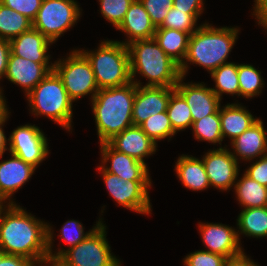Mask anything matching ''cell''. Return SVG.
I'll list each match as a JSON object with an SVG mask.
<instances>
[{"mask_svg": "<svg viewBox=\"0 0 267 266\" xmlns=\"http://www.w3.org/2000/svg\"><path fill=\"white\" fill-rule=\"evenodd\" d=\"M54 71L62 79L64 88L73 102L91 93L93 99L99 91L90 62L77 49L66 59L56 61Z\"/></svg>", "mask_w": 267, "mask_h": 266, "instance_id": "cell-8", "label": "cell"}, {"mask_svg": "<svg viewBox=\"0 0 267 266\" xmlns=\"http://www.w3.org/2000/svg\"><path fill=\"white\" fill-rule=\"evenodd\" d=\"M199 16L200 14H188L187 10L172 7L169 9L163 24L158 28L176 29L191 35L200 27L195 28Z\"/></svg>", "mask_w": 267, "mask_h": 266, "instance_id": "cell-34", "label": "cell"}, {"mask_svg": "<svg viewBox=\"0 0 267 266\" xmlns=\"http://www.w3.org/2000/svg\"><path fill=\"white\" fill-rule=\"evenodd\" d=\"M267 131L264 129L263 122L258 119L246 131L236 137L231 143L232 155L238 161H251L255 157H262L267 155ZM236 154V155H235Z\"/></svg>", "mask_w": 267, "mask_h": 266, "instance_id": "cell-21", "label": "cell"}, {"mask_svg": "<svg viewBox=\"0 0 267 266\" xmlns=\"http://www.w3.org/2000/svg\"><path fill=\"white\" fill-rule=\"evenodd\" d=\"M53 231L48 224V254L59 258L68 266H121L111 253L106 240V227L101 222L82 242L70 249L52 253Z\"/></svg>", "mask_w": 267, "mask_h": 266, "instance_id": "cell-7", "label": "cell"}, {"mask_svg": "<svg viewBox=\"0 0 267 266\" xmlns=\"http://www.w3.org/2000/svg\"><path fill=\"white\" fill-rule=\"evenodd\" d=\"M3 202L4 201L0 198V212L4 207H6V205H3L4 204Z\"/></svg>", "mask_w": 267, "mask_h": 266, "instance_id": "cell-49", "label": "cell"}, {"mask_svg": "<svg viewBox=\"0 0 267 266\" xmlns=\"http://www.w3.org/2000/svg\"><path fill=\"white\" fill-rule=\"evenodd\" d=\"M203 0H173V7L187 10L188 14H201L204 10Z\"/></svg>", "mask_w": 267, "mask_h": 266, "instance_id": "cell-41", "label": "cell"}, {"mask_svg": "<svg viewBox=\"0 0 267 266\" xmlns=\"http://www.w3.org/2000/svg\"><path fill=\"white\" fill-rule=\"evenodd\" d=\"M183 79L184 76L179 78L175 89L186 100L193 122L214 114L219 109L221 100L210 87L202 83H182Z\"/></svg>", "mask_w": 267, "mask_h": 266, "instance_id": "cell-16", "label": "cell"}, {"mask_svg": "<svg viewBox=\"0 0 267 266\" xmlns=\"http://www.w3.org/2000/svg\"><path fill=\"white\" fill-rule=\"evenodd\" d=\"M101 222L102 221L99 220L91 231L89 230V232L84 233V228L79 221L68 220L64 223L63 227H61V239L69 245L68 249H70L82 242Z\"/></svg>", "mask_w": 267, "mask_h": 266, "instance_id": "cell-36", "label": "cell"}, {"mask_svg": "<svg viewBox=\"0 0 267 266\" xmlns=\"http://www.w3.org/2000/svg\"><path fill=\"white\" fill-rule=\"evenodd\" d=\"M192 130L197 140L208 141L213 144L219 143V145H221L223 137L220 124V107L214 114L194 121Z\"/></svg>", "mask_w": 267, "mask_h": 266, "instance_id": "cell-31", "label": "cell"}, {"mask_svg": "<svg viewBox=\"0 0 267 266\" xmlns=\"http://www.w3.org/2000/svg\"><path fill=\"white\" fill-rule=\"evenodd\" d=\"M6 208L0 212V251L40 264L49 256L48 224L15 203H8Z\"/></svg>", "mask_w": 267, "mask_h": 266, "instance_id": "cell-1", "label": "cell"}, {"mask_svg": "<svg viewBox=\"0 0 267 266\" xmlns=\"http://www.w3.org/2000/svg\"><path fill=\"white\" fill-rule=\"evenodd\" d=\"M133 1L134 0H99L100 12L108 22L118 28Z\"/></svg>", "mask_w": 267, "mask_h": 266, "instance_id": "cell-35", "label": "cell"}, {"mask_svg": "<svg viewBox=\"0 0 267 266\" xmlns=\"http://www.w3.org/2000/svg\"><path fill=\"white\" fill-rule=\"evenodd\" d=\"M132 82L137 85L132 110L133 125L140 126L151 115L167 110L175 87L141 86L140 81Z\"/></svg>", "mask_w": 267, "mask_h": 266, "instance_id": "cell-13", "label": "cell"}, {"mask_svg": "<svg viewBox=\"0 0 267 266\" xmlns=\"http://www.w3.org/2000/svg\"><path fill=\"white\" fill-rule=\"evenodd\" d=\"M175 172L182 184L188 189L201 191L210 186L204 163L196 157L190 155L179 156Z\"/></svg>", "mask_w": 267, "mask_h": 266, "instance_id": "cell-24", "label": "cell"}, {"mask_svg": "<svg viewBox=\"0 0 267 266\" xmlns=\"http://www.w3.org/2000/svg\"><path fill=\"white\" fill-rule=\"evenodd\" d=\"M201 238L208 252L222 255L226 258L237 256L243 252L240 246V236L235 228L224 224L199 223Z\"/></svg>", "mask_w": 267, "mask_h": 266, "instance_id": "cell-15", "label": "cell"}, {"mask_svg": "<svg viewBox=\"0 0 267 266\" xmlns=\"http://www.w3.org/2000/svg\"><path fill=\"white\" fill-rule=\"evenodd\" d=\"M226 259L205 249L190 253L184 258L183 263L185 266H224Z\"/></svg>", "mask_w": 267, "mask_h": 266, "instance_id": "cell-38", "label": "cell"}, {"mask_svg": "<svg viewBox=\"0 0 267 266\" xmlns=\"http://www.w3.org/2000/svg\"><path fill=\"white\" fill-rule=\"evenodd\" d=\"M238 31L234 27L216 28L208 23L200 25L190 36L185 59L179 66L181 76L187 73V62L202 66L210 73L229 63L226 60L236 42Z\"/></svg>", "mask_w": 267, "mask_h": 266, "instance_id": "cell-3", "label": "cell"}, {"mask_svg": "<svg viewBox=\"0 0 267 266\" xmlns=\"http://www.w3.org/2000/svg\"><path fill=\"white\" fill-rule=\"evenodd\" d=\"M210 74L215 82V88L211 90L220 100L223 93L240 96L237 64L233 62L223 64Z\"/></svg>", "mask_w": 267, "mask_h": 266, "instance_id": "cell-29", "label": "cell"}, {"mask_svg": "<svg viewBox=\"0 0 267 266\" xmlns=\"http://www.w3.org/2000/svg\"><path fill=\"white\" fill-rule=\"evenodd\" d=\"M137 85L99 89L91 99L99 142L105 143L133 125L132 110Z\"/></svg>", "mask_w": 267, "mask_h": 266, "instance_id": "cell-2", "label": "cell"}, {"mask_svg": "<svg viewBox=\"0 0 267 266\" xmlns=\"http://www.w3.org/2000/svg\"><path fill=\"white\" fill-rule=\"evenodd\" d=\"M10 154L37 168L48 155V143L38 126L26 124L13 130L9 139Z\"/></svg>", "mask_w": 267, "mask_h": 266, "instance_id": "cell-11", "label": "cell"}, {"mask_svg": "<svg viewBox=\"0 0 267 266\" xmlns=\"http://www.w3.org/2000/svg\"><path fill=\"white\" fill-rule=\"evenodd\" d=\"M224 266H259L255 264L250 258H248L244 251L234 257L227 258L225 260Z\"/></svg>", "mask_w": 267, "mask_h": 266, "instance_id": "cell-45", "label": "cell"}, {"mask_svg": "<svg viewBox=\"0 0 267 266\" xmlns=\"http://www.w3.org/2000/svg\"><path fill=\"white\" fill-rule=\"evenodd\" d=\"M234 189L237 200L244 209L267 206V187L247 175L244 174L235 182Z\"/></svg>", "mask_w": 267, "mask_h": 266, "instance_id": "cell-26", "label": "cell"}, {"mask_svg": "<svg viewBox=\"0 0 267 266\" xmlns=\"http://www.w3.org/2000/svg\"><path fill=\"white\" fill-rule=\"evenodd\" d=\"M98 169L102 172L101 175L109 194L119 205L136 213H151L148 193L151 181H126L115 174L107 172L102 166H99Z\"/></svg>", "mask_w": 267, "mask_h": 266, "instance_id": "cell-10", "label": "cell"}, {"mask_svg": "<svg viewBox=\"0 0 267 266\" xmlns=\"http://www.w3.org/2000/svg\"><path fill=\"white\" fill-rule=\"evenodd\" d=\"M32 114L44 115L70 131L73 116L72 100L62 79L53 70L27 95Z\"/></svg>", "mask_w": 267, "mask_h": 266, "instance_id": "cell-6", "label": "cell"}, {"mask_svg": "<svg viewBox=\"0 0 267 266\" xmlns=\"http://www.w3.org/2000/svg\"><path fill=\"white\" fill-rule=\"evenodd\" d=\"M0 3L33 21L41 7L42 0H0Z\"/></svg>", "mask_w": 267, "mask_h": 266, "instance_id": "cell-39", "label": "cell"}, {"mask_svg": "<svg viewBox=\"0 0 267 266\" xmlns=\"http://www.w3.org/2000/svg\"><path fill=\"white\" fill-rule=\"evenodd\" d=\"M252 180L267 187V155L260 157L259 161L251 164L244 172Z\"/></svg>", "mask_w": 267, "mask_h": 266, "instance_id": "cell-40", "label": "cell"}, {"mask_svg": "<svg viewBox=\"0 0 267 266\" xmlns=\"http://www.w3.org/2000/svg\"><path fill=\"white\" fill-rule=\"evenodd\" d=\"M10 52H11L10 41L0 38V80L4 78L6 75ZM0 93L3 96L1 88H0Z\"/></svg>", "mask_w": 267, "mask_h": 266, "instance_id": "cell-43", "label": "cell"}, {"mask_svg": "<svg viewBox=\"0 0 267 266\" xmlns=\"http://www.w3.org/2000/svg\"><path fill=\"white\" fill-rule=\"evenodd\" d=\"M50 44L53 42L34 28L10 40L11 52L14 55L40 64H49L50 55L47 52Z\"/></svg>", "mask_w": 267, "mask_h": 266, "instance_id": "cell-20", "label": "cell"}, {"mask_svg": "<svg viewBox=\"0 0 267 266\" xmlns=\"http://www.w3.org/2000/svg\"><path fill=\"white\" fill-rule=\"evenodd\" d=\"M7 109L6 101L4 96L0 93V115Z\"/></svg>", "mask_w": 267, "mask_h": 266, "instance_id": "cell-48", "label": "cell"}, {"mask_svg": "<svg viewBox=\"0 0 267 266\" xmlns=\"http://www.w3.org/2000/svg\"><path fill=\"white\" fill-rule=\"evenodd\" d=\"M11 156L0 162V198L4 203L10 200L9 204H14L9 198L30 179L36 168L14 154Z\"/></svg>", "mask_w": 267, "mask_h": 266, "instance_id": "cell-19", "label": "cell"}, {"mask_svg": "<svg viewBox=\"0 0 267 266\" xmlns=\"http://www.w3.org/2000/svg\"><path fill=\"white\" fill-rule=\"evenodd\" d=\"M31 28V20L0 3V38L10 41Z\"/></svg>", "mask_w": 267, "mask_h": 266, "instance_id": "cell-28", "label": "cell"}, {"mask_svg": "<svg viewBox=\"0 0 267 266\" xmlns=\"http://www.w3.org/2000/svg\"><path fill=\"white\" fill-rule=\"evenodd\" d=\"M166 111L175 132L192 127L193 120L190 108L184 97L176 89L171 93Z\"/></svg>", "mask_w": 267, "mask_h": 266, "instance_id": "cell-30", "label": "cell"}, {"mask_svg": "<svg viewBox=\"0 0 267 266\" xmlns=\"http://www.w3.org/2000/svg\"><path fill=\"white\" fill-rule=\"evenodd\" d=\"M140 2L150 16L155 28L163 24L169 9L173 7V0H140Z\"/></svg>", "mask_w": 267, "mask_h": 266, "instance_id": "cell-37", "label": "cell"}, {"mask_svg": "<svg viewBox=\"0 0 267 266\" xmlns=\"http://www.w3.org/2000/svg\"><path fill=\"white\" fill-rule=\"evenodd\" d=\"M258 118L240 104H227L222 109L220 106V124L223 139L225 136L231 142L246 131Z\"/></svg>", "mask_w": 267, "mask_h": 266, "instance_id": "cell-23", "label": "cell"}, {"mask_svg": "<svg viewBox=\"0 0 267 266\" xmlns=\"http://www.w3.org/2000/svg\"><path fill=\"white\" fill-rule=\"evenodd\" d=\"M253 15L256 16L258 24L267 30V0H255Z\"/></svg>", "mask_w": 267, "mask_h": 266, "instance_id": "cell-44", "label": "cell"}, {"mask_svg": "<svg viewBox=\"0 0 267 266\" xmlns=\"http://www.w3.org/2000/svg\"><path fill=\"white\" fill-rule=\"evenodd\" d=\"M102 167L126 181H151L149 169L143 163L125 153L113 149L107 142L101 143ZM110 161V166H106Z\"/></svg>", "mask_w": 267, "mask_h": 266, "instance_id": "cell-14", "label": "cell"}, {"mask_svg": "<svg viewBox=\"0 0 267 266\" xmlns=\"http://www.w3.org/2000/svg\"><path fill=\"white\" fill-rule=\"evenodd\" d=\"M80 13V7L75 0H42L41 7L32 21V28L54 43L75 25Z\"/></svg>", "mask_w": 267, "mask_h": 266, "instance_id": "cell-9", "label": "cell"}, {"mask_svg": "<svg viewBox=\"0 0 267 266\" xmlns=\"http://www.w3.org/2000/svg\"><path fill=\"white\" fill-rule=\"evenodd\" d=\"M141 129L150 137L154 142L157 140L171 139L176 134L173 130L171 121L168 117L167 111L151 115L141 125Z\"/></svg>", "mask_w": 267, "mask_h": 266, "instance_id": "cell-33", "label": "cell"}, {"mask_svg": "<svg viewBox=\"0 0 267 266\" xmlns=\"http://www.w3.org/2000/svg\"><path fill=\"white\" fill-rule=\"evenodd\" d=\"M68 266L66 265L62 260H60L59 258H55V257H46L40 264H38V266Z\"/></svg>", "mask_w": 267, "mask_h": 266, "instance_id": "cell-47", "label": "cell"}, {"mask_svg": "<svg viewBox=\"0 0 267 266\" xmlns=\"http://www.w3.org/2000/svg\"><path fill=\"white\" fill-rule=\"evenodd\" d=\"M10 112H8V109H6L1 115H0V158H2V155L4 154V152L9 149L6 148L7 146V139L4 133L3 125L4 123L7 121Z\"/></svg>", "mask_w": 267, "mask_h": 266, "instance_id": "cell-46", "label": "cell"}, {"mask_svg": "<svg viewBox=\"0 0 267 266\" xmlns=\"http://www.w3.org/2000/svg\"><path fill=\"white\" fill-rule=\"evenodd\" d=\"M237 226L240 230H237V234H245L255 238L266 237L267 206L243 209L238 215Z\"/></svg>", "mask_w": 267, "mask_h": 266, "instance_id": "cell-27", "label": "cell"}, {"mask_svg": "<svg viewBox=\"0 0 267 266\" xmlns=\"http://www.w3.org/2000/svg\"><path fill=\"white\" fill-rule=\"evenodd\" d=\"M240 96L252 98L261 93L264 81L261 72L250 64H237Z\"/></svg>", "mask_w": 267, "mask_h": 266, "instance_id": "cell-32", "label": "cell"}, {"mask_svg": "<svg viewBox=\"0 0 267 266\" xmlns=\"http://www.w3.org/2000/svg\"><path fill=\"white\" fill-rule=\"evenodd\" d=\"M190 36L189 33L176 29L156 28L153 38L164 52L180 66L185 59Z\"/></svg>", "mask_w": 267, "mask_h": 266, "instance_id": "cell-25", "label": "cell"}, {"mask_svg": "<svg viewBox=\"0 0 267 266\" xmlns=\"http://www.w3.org/2000/svg\"><path fill=\"white\" fill-rule=\"evenodd\" d=\"M131 79L140 73L149 81L144 86L175 87L181 77L179 65L158 45L154 38L127 45Z\"/></svg>", "mask_w": 267, "mask_h": 266, "instance_id": "cell-4", "label": "cell"}, {"mask_svg": "<svg viewBox=\"0 0 267 266\" xmlns=\"http://www.w3.org/2000/svg\"><path fill=\"white\" fill-rule=\"evenodd\" d=\"M107 143L115 150L125 153L143 163L144 158L156 152L157 143L141 129L132 125L113 136Z\"/></svg>", "mask_w": 267, "mask_h": 266, "instance_id": "cell-18", "label": "cell"}, {"mask_svg": "<svg viewBox=\"0 0 267 266\" xmlns=\"http://www.w3.org/2000/svg\"><path fill=\"white\" fill-rule=\"evenodd\" d=\"M79 51L90 62L99 89L132 82L128 47L120 41L106 40L96 51Z\"/></svg>", "mask_w": 267, "mask_h": 266, "instance_id": "cell-5", "label": "cell"}, {"mask_svg": "<svg viewBox=\"0 0 267 266\" xmlns=\"http://www.w3.org/2000/svg\"><path fill=\"white\" fill-rule=\"evenodd\" d=\"M117 29L128 35L129 41L121 42L126 46L137 40L153 38L156 31L140 0H134L130 4L122 23Z\"/></svg>", "mask_w": 267, "mask_h": 266, "instance_id": "cell-22", "label": "cell"}, {"mask_svg": "<svg viewBox=\"0 0 267 266\" xmlns=\"http://www.w3.org/2000/svg\"><path fill=\"white\" fill-rule=\"evenodd\" d=\"M202 161L211 187L227 191L235 185L239 175V162L227 148L210 150Z\"/></svg>", "mask_w": 267, "mask_h": 266, "instance_id": "cell-12", "label": "cell"}, {"mask_svg": "<svg viewBox=\"0 0 267 266\" xmlns=\"http://www.w3.org/2000/svg\"><path fill=\"white\" fill-rule=\"evenodd\" d=\"M0 266H36L31 260L20 255H9L0 251Z\"/></svg>", "mask_w": 267, "mask_h": 266, "instance_id": "cell-42", "label": "cell"}, {"mask_svg": "<svg viewBox=\"0 0 267 266\" xmlns=\"http://www.w3.org/2000/svg\"><path fill=\"white\" fill-rule=\"evenodd\" d=\"M54 70V63L40 64L18 57L10 52L5 77L24 88L27 95L40 81Z\"/></svg>", "mask_w": 267, "mask_h": 266, "instance_id": "cell-17", "label": "cell"}]
</instances>
